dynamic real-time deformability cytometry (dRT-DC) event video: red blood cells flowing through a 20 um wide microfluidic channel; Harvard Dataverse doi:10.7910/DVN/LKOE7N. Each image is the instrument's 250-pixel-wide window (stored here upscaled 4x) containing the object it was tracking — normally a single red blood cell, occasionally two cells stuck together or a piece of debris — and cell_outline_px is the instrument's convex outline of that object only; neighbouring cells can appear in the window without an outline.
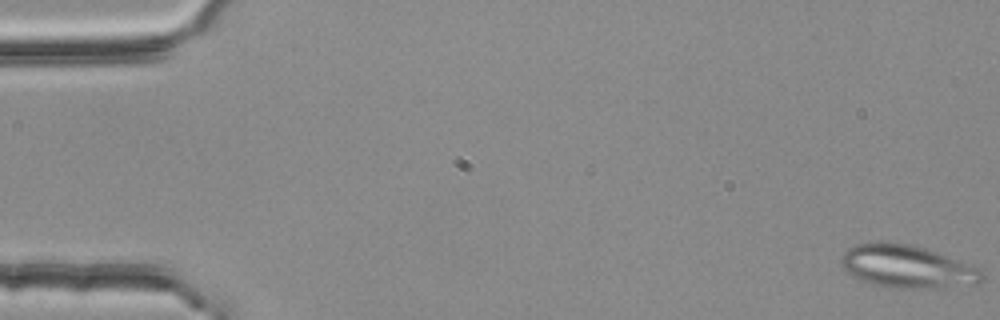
{"species": "common noctule bat (a hibernating species)", "species_latin": "Nyctalus noctula", "temperature_condition": "room temperature", "stored_images_in_passage": 14, "camera_frame_rate_fps": 3000, "um_per_image_px": 0.085, "animal": {"sex": "female", "body_mass_g": 25.1}, "frame": {"image": 1, "passage_image": 1, "time_ms": 0.0, "image_size_px": [1000, 320], "cell_outline_px": [[984, 280], [976, 284], [924, 288], [900, 288], [876, 284], [860, 280], [844, 268], [840, 264], [840, 256], [848, 248], [856, 244], [880, 240], [884, 240], [912, 244], [936, 252], [980, 268], [984, 272]], "centroid_in_image_um": [77.09, 22.62], "position_along_channel_um": 7.9, "area_um2": 35.14}}